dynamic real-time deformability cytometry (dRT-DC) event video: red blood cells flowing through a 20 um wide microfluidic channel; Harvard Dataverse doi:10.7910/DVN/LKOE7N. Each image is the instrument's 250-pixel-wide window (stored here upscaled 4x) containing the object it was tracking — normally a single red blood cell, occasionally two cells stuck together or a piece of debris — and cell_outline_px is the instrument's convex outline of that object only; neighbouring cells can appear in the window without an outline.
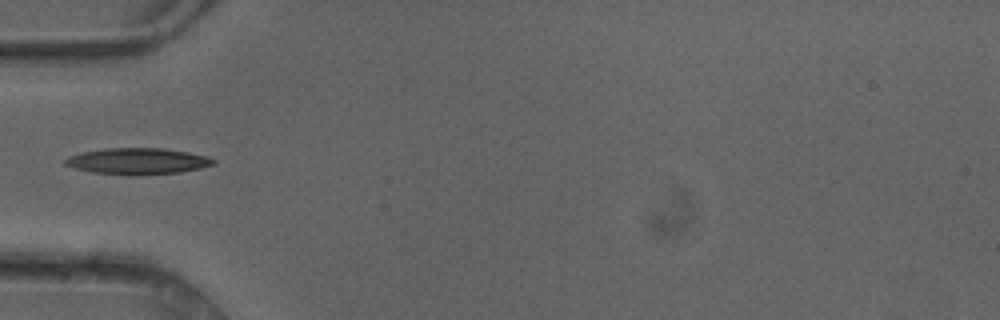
{"species": "common noctule bat (a hibernating species)", "species_latin": "Nyctalus noctula", "temperature_condition": "cold", "stored_images_in_passage": 5, "camera_frame_rate_fps": 3000, "um_per_image_px": 0.085, "animal": {"sex": "female"}, "frame": {"image": 1, "passage_image": 5, "time_ms": 1.333, "image_size_px": [1000, 320], "cell_outline_px": [[216, 164], [200, 168], [180, 172], [132, 176], [128, 176], [92, 172], [76, 168], [64, 164], [64, 160], [68, 156], [80, 152], [104, 148], [164, 148], [188, 152], [208, 156], [216, 160]], "centroid_in_image_um": [11.7, 13.7], "position_along_channel_um": 73.3, "area_um2": 23.0}}